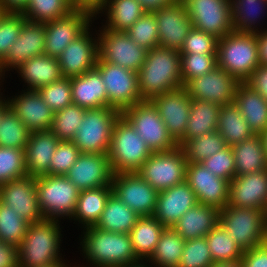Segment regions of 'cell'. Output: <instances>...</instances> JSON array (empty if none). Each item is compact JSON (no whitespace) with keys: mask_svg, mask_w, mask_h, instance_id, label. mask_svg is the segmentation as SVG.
Listing matches in <instances>:
<instances>
[{"mask_svg":"<svg viewBox=\"0 0 267 267\" xmlns=\"http://www.w3.org/2000/svg\"><path fill=\"white\" fill-rule=\"evenodd\" d=\"M29 0H0V8L4 12L22 13Z\"/></svg>","mask_w":267,"mask_h":267,"instance_id":"94428289","label":"cell"},{"mask_svg":"<svg viewBox=\"0 0 267 267\" xmlns=\"http://www.w3.org/2000/svg\"><path fill=\"white\" fill-rule=\"evenodd\" d=\"M185 241L172 227H166L148 260L158 264V267H177Z\"/></svg>","mask_w":267,"mask_h":267,"instance_id":"f35d334b","label":"cell"},{"mask_svg":"<svg viewBox=\"0 0 267 267\" xmlns=\"http://www.w3.org/2000/svg\"><path fill=\"white\" fill-rule=\"evenodd\" d=\"M146 11H154L173 4L177 0H138Z\"/></svg>","mask_w":267,"mask_h":267,"instance_id":"be15d7a7","label":"cell"},{"mask_svg":"<svg viewBox=\"0 0 267 267\" xmlns=\"http://www.w3.org/2000/svg\"><path fill=\"white\" fill-rule=\"evenodd\" d=\"M213 263L208 242L205 237L186 240L177 267H210Z\"/></svg>","mask_w":267,"mask_h":267,"instance_id":"f907efd6","label":"cell"},{"mask_svg":"<svg viewBox=\"0 0 267 267\" xmlns=\"http://www.w3.org/2000/svg\"><path fill=\"white\" fill-rule=\"evenodd\" d=\"M112 193L140 217L155 212L158 191L137 172L113 174Z\"/></svg>","mask_w":267,"mask_h":267,"instance_id":"9a60e30c","label":"cell"},{"mask_svg":"<svg viewBox=\"0 0 267 267\" xmlns=\"http://www.w3.org/2000/svg\"><path fill=\"white\" fill-rule=\"evenodd\" d=\"M216 131L230 147L254 135L235 103L221 106Z\"/></svg>","mask_w":267,"mask_h":267,"instance_id":"d590c367","label":"cell"},{"mask_svg":"<svg viewBox=\"0 0 267 267\" xmlns=\"http://www.w3.org/2000/svg\"><path fill=\"white\" fill-rule=\"evenodd\" d=\"M104 7L109 19L105 28L113 31H127L146 12L138 0H104L95 15Z\"/></svg>","mask_w":267,"mask_h":267,"instance_id":"e575fe53","label":"cell"},{"mask_svg":"<svg viewBox=\"0 0 267 267\" xmlns=\"http://www.w3.org/2000/svg\"><path fill=\"white\" fill-rule=\"evenodd\" d=\"M267 200V169L236 175L229 185L228 205L265 211Z\"/></svg>","mask_w":267,"mask_h":267,"instance_id":"603a6c76","label":"cell"},{"mask_svg":"<svg viewBox=\"0 0 267 267\" xmlns=\"http://www.w3.org/2000/svg\"><path fill=\"white\" fill-rule=\"evenodd\" d=\"M27 177L25 150L0 147V185Z\"/></svg>","mask_w":267,"mask_h":267,"instance_id":"7dc6e473","label":"cell"},{"mask_svg":"<svg viewBox=\"0 0 267 267\" xmlns=\"http://www.w3.org/2000/svg\"><path fill=\"white\" fill-rule=\"evenodd\" d=\"M156 17L159 46L181 50L192 29V22L185 5L177 0L171 5L152 11Z\"/></svg>","mask_w":267,"mask_h":267,"instance_id":"ffe728a7","label":"cell"},{"mask_svg":"<svg viewBox=\"0 0 267 267\" xmlns=\"http://www.w3.org/2000/svg\"><path fill=\"white\" fill-rule=\"evenodd\" d=\"M31 131L8 107L0 118V147L25 150Z\"/></svg>","mask_w":267,"mask_h":267,"instance_id":"60d3db41","label":"cell"},{"mask_svg":"<svg viewBox=\"0 0 267 267\" xmlns=\"http://www.w3.org/2000/svg\"><path fill=\"white\" fill-rule=\"evenodd\" d=\"M218 40L213 35L192 27L179 52L180 54H217Z\"/></svg>","mask_w":267,"mask_h":267,"instance_id":"db71d44e","label":"cell"},{"mask_svg":"<svg viewBox=\"0 0 267 267\" xmlns=\"http://www.w3.org/2000/svg\"><path fill=\"white\" fill-rule=\"evenodd\" d=\"M242 265L243 267H267V247L263 244L244 251Z\"/></svg>","mask_w":267,"mask_h":267,"instance_id":"6f0895ef","label":"cell"},{"mask_svg":"<svg viewBox=\"0 0 267 267\" xmlns=\"http://www.w3.org/2000/svg\"><path fill=\"white\" fill-rule=\"evenodd\" d=\"M29 222L0 201V240L19 246L26 235Z\"/></svg>","mask_w":267,"mask_h":267,"instance_id":"bcb514c9","label":"cell"},{"mask_svg":"<svg viewBox=\"0 0 267 267\" xmlns=\"http://www.w3.org/2000/svg\"><path fill=\"white\" fill-rule=\"evenodd\" d=\"M85 108L71 104L54 113L51 131L60 141H72L85 116Z\"/></svg>","mask_w":267,"mask_h":267,"instance_id":"f6af8a7d","label":"cell"},{"mask_svg":"<svg viewBox=\"0 0 267 267\" xmlns=\"http://www.w3.org/2000/svg\"><path fill=\"white\" fill-rule=\"evenodd\" d=\"M65 176L80 191L111 186L113 171L108 154L80 153Z\"/></svg>","mask_w":267,"mask_h":267,"instance_id":"e0dca14e","label":"cell"},{"mask_svg":"<svg viewBox=\"0 0 267 267\" xmlns=\"http://www.w3.org/2000/svg\"><path fill=\"white\" fill-rule=\"evenodd\" d=\"M82 248L88 261L97 267H124L139 263L129 234L87 227Z\"/></svg>","mask_w":267,"mask_h":267,"instance_id":"7a4b0ae2","label":"cell"},{"mask_svg":"<svg viewBox=\"0 0 267 267\" xmlns=\"http://www.w3.org/2000/svg\"><path fill=\"white\" fill-rule=\"evenodd\" d=\"M71 1L76 7L89 8L95 12L104 0H71Z\"/></svg>","mask_w":267,"mask_h":267,"instance_id":"e7e4bbea","label":"cell"},{"mask_svg":"<svg viewBox=\"0 0 267 267\" xmlns=\"http://www.w3.org/2000/svg\"><path fill=\"white\" fill-rule=\"evenodd\" d=\"M0 201L29 223L44 219L38 205L34 177L27 176L0 185Z\"/></svg>","mask_w":267,"mask_h":267,"instance_id":"44dd1931","label":"cell"},{"mask_svg":"<svg viewBox=\"0 0 267 267\" xmlns=\"http://www.w3.org/2000/svg\"><path fill=\"white\" fill-rule=\"evenodd\" d=\"M260 135L262 137V141H263V144H264V149H265L266 156H267V129H266V131L262 132Z\"/></svg>","mask_w":267,"mask_h":267,"instance_id":"a7ac6f4b","label":"cell"},{"mask_svg":"<svg viewBox=\"0 0 267 267\" xmlns=\"http://www.w3.org/2000/svg\"><path fill=\"white\" fill-rule=\"evenodd\" d=\"M111 193L112 186L80 191L72 218L84 222L85 228L95 226Z\"/></svg>","mask_w":267,"mask_h":267,"instance_id":"74e56055","label":"cell"},{"mask_svg":"<svg viewBox=\"0 0 267 267\" xmlns=\"http://www.w3.org/2000/svg\"><path fill=\"white\" fill-rule=\"evenodd\" d=\"M95 12L76 7L67 16L45 23V55L58 58L64 49L88 27Z\"/></svg>","mask_w":267,"mask_h":267,"instance_id":"4fadbf2b","label":"cell"},{"mask_svg":"<svg viewBox=\"0 0 267 267\" xmlns=\"http://www.w3.org/2000/svg\"><path fill=\"white\" fill-rule=\"evenodd\" d=\"M25 20L22 13L4 12L0 16V63L6 58L11 45L19 37Z\"/></svg>","mask_w":267,"mask_h":267,"instance_id":"f5cc1de1","label":"cell"},{"mask_svg":"<svg viewBox=\"0 0 267 267\" xmlns=\"http://www.w3.org/2000/svg\"><path fill=\"white\" fill-rule=\"evenodd\" d=\"M188 163H201L226 147L218 131L187 139L181 146Z\"/></svg>","mask_w":267,"mask_h":267,"instance_id":"b9f144b4","label":"cell"},{"mask_svg":"<svg viewBox=\"0 0 267 267\" xmlns=\"http://www.w3.org/2000/svg\"><path fill=\"white\" fill-rule=\"evenodd\" d=\"M18 70L21 77L29 84L28 90H39L63 78L58 58L45 54L25 61Z\"/></svg>","mask_w":267,"mask_h":267,"instance_id":"4dcf8cb0","label":"cell"},{"mask_svg":"<svg viewBox=\"0 0 267 267\" xmlns=\"http://www.w3.org/2000/svg\"><path fill=\"white\" fill-rule=\"evenodd\" d=\"M186 181L194 191L197 201L222 210L229 201L230 182L214 175L201 163H188Z\"/></svg>","mask_w":267,"mask_h":267,"instance_id":"ac0fdd59","label":"cell"},{"mask_svg":"<svg viewBox=\"0 0 267 267\" xmlns=\"http://www.w3.org/2000/svg\"><path fill=\"white\" fill-rule=\"evenodd\" d=\"M38 91L44 99V102L54 113L73 104L70 78L63 77L40 88Z\"/></svg>","mask_w":267,"mask_h":267,"instance_id":"816d5d0a","label":"cell"},{"mask_svg":"<svg viewBox=\"0 0 267 267\" xmlns=\"http://www.w3.org/2000/svg\"><path fill=\"white\" fill-rule=\"evenodd\" d=\"M240 82L216 66L209 73L189 80L183 87L191 99L216 103L220 106L234 103Z\"/></svg>","mask_w":267,"mask_h":267,"instance_id":"2e32d148","label":"cell"},{"mask_svg":"<svg viewBox=\"0 0 267 267\" xmlns=\"http://www.w3.org/2000/svg\"><path fill=\"white\" fill-rule=\"evenodd\" d=\"M210 267H243L242 258H238L231 261L213 262Z\"/></svg>","mask_w":267,"mask_h":267,"instance_id":"03108f58","label":"cell"},{"mask_svg":"<svg viewBox=\"0 0 267 267\" xmlns=\"http://www.w3.org/2000/svg\"><path fill=\"white\" fill-rule=\"evenodd\" d=\"M62 261L60 262H55V263H52L50 265H47V266H43V267H67L65 264H63V262L61 263Z\"/></svg>","mask_w":267,"mask_h":267,"instance_id":"89a4df30","label":"cell"},{"mask_svg":"<svg viewBox=\"0 0 267 267\" xmlns=\"http://www.w3.org/2000/svg\"><path fill=\"white\" fill-rule=\"evenodd\" d=\"M58 219L29 223L26 235L18 246L19 267H43L60 262Z\"/></svg>","mask_w":267,"mask_h":267,"instance_id":"277c9868","label":"cell"},{"mask_svg":"<svg viewBox=\"0 0 267 267\" xmlns=\"http://www.w3.org/2000/svg\"><path fill=\"white\" fill-rule=\"evenodd\" d=\"M8 106L31 132L51 129L54 112L44 102L38 90H29L8 100Z\"/></svg>","mask_w":267,"mask_h":267,"instance_id":"484cf974","label":"cell"},{"mask_svg":"<svg viewBox=\"0 0 267 267\" xmlns=\"http://www.w3.org/2000/svg\"><path fill=\"white\" fill-rule=\"evenodd\" d=\"M96 68L100 71L107 92V107L123 112L143 100L140 97L138 72L110 64L98 58Z\"/></svg>","mask_w":267,"mask_h":267,"instance_id":"8fae6325","label":"cell"},{"mask_svg":"<svg viewBox=\"0 0 267 267\" xmlns=\"http://www.w3.org/2000/svg\"><path fill=\"white\" fill-rule=\"evenodd\" d=\"M266 211L226 205L219 213V223L243 251L263 245Z\"/></svg>","mask_w":267,"mask_h":267,"instance_id":"52a82bcc","label":"cell"},{"mask_svg":"<svg viewBox=\"0 0 267 267\" xmlns=\"http://www.w3.org/2000/svg\"><path fill=\"white\" fill-rule=\"evenodd\" d=\"M4 13V11L0 8V16Z\"/></svg>","mask_w":267,"mask_h":267,"instance_id":"753ad0ef","label":"cell"},{"mask_svg":"<svg viewBox=\"0 0 267 267\" xmlns=\"http://www.w3.org/2000/svg\"><path fill=\"white\" fill-rule=\"evenodd\" d=\"M213 262L242 258L244 251L233 241L230 234L218 223L205 236Z\"/></svg>","mask_w":267,"mask_h":267,"instance_id":"7bdbcfd3","label":"cell"},{"mask_svg":"<svg viewBox=\"0 0 267 267\" xmlns=\"http://www.w3.org/2000/svg\"><path fill=\"white\" fill-rule=\"evenodd\" d=\"M146 267V265H144V264H141V263H136V264H134V265H127V266H124V267Z\"/></svg>","mask_w":267,"mask_h":267,"instance_id":"2644e50d","label":"cell"},{"mask_svg":"<svg viewBox=\"0 0 267 267\" xmlns=\"http://www.w3.org/2000/svg\"><path fill=\"white\" fill-rule=\"evenodd\" d=\"M198 203L189 183L184 181L158 193L153 216L165 227H172L179 218Z\"/></svg>","mask_w":267,"mask_h":267,"instance_id":"d4e9b609","label":"cell"},{"mask_svg":"<svg viewBox=\"0 0 267 267\" xmlns=\"http://www.w3.org/2000/svg\"><path fill=\"white\" fill-rule=\"evenodd\" d=\"M181 54L176 49L156 46L147 52L138 71L140 97L143 101L183 87Z\"/></svg>","mask_w":267,"mask_h":267,"instance_id":"6da1fadb","label":"cell"},{"mask_svg":"<svg viewBox=\"0 0 267 267\" xmlns=\"http://www.w3.org/2000/svg\"><path fill=\"white\" fill-rule=\"evenodd\" d=\"M258 54L261 65H267V30L257 32Z\"/></svg>","mask_w":267,"mask_h":267,"instance_id":"6125c7cd","label":"cell"},{"mask_svg":"<svg viewBox=\"0 0 267 267\" xmlns=\"http://www.w3.org/2000/svg\"><path fill=\"white\" fill-rule=\"evenodd\" d=\"M99 36V57L103 61L134 72L141 69L148 50L133 42L126 32L104 28Z\"/></svg>","mask_w":267,"mask_h":267,"instance_id":"5bb4252c","label":"cell"},{"mask_svg":"<svg viewBox=\"0 0 267 267\" xmlns=\"http://www.w3.org/2000/svg\"><path fill=\"white\" fill-rule=\"evenodd\" d=\"M122 112L113 107L86 109L72 140L80 153L108 154L115 123Z\"/></svg>","mask_w":267,"mask_h":267,"instance_id":"8992f818","label":"cell"},{"mask_svg":"<svg viewBox=\"0 0 267 267\" xmlns=\"http://www.w3.org/2000/svg\"><path fill=\"white\" fill-rule=\"evenodd\" d=\"M263 244L267 247V221H266V226H265V238H264Z\"/></svg>","mask_w":267,"mask_h":267,"instance_id":"8c879c8a","label":"cell"},{"mask_svg":"<svg viewBox=\"0 0 267 267\" xmlns=\"http://www.w3.org/2000/svg\"><path fill=\"white\" fill-rule=\"evenodd\" d=\"M236 175H246L267 169V156L260 134L232 146Z\"/></svg>","mask_w":267,"mask_h":267,"instance_id":"d6a6232c","label":"cell"},{"mask_svg":"<svg viewBox=\"0 0 267 267\" xmlns=\"http://www.w3.org/2000/svg\"><path fill=\"white\" fill-rule=\"evenodd\" d=\"M191 101L187 90L181 87L165 92L150 100L166 125L168 133L178 142L186 132Z\"/></svg>","mask_w":267,"mask_h":267,"instance_id":"d6986e66","label":"cell"},{"mask_svg":"<svg viewBox=\"0 0 267 267\" xmlns=\"http://www.w3.org/2000/svg\"><path fill=\"white\" fill-rule=\"evenodd\" d=\"M260 65L257 33L236 32L222 37L217 45V66L244 83Z\"/></svg>","mask_w":267,"mask_h":267,"instance_id":"3957f363","label":"cell"},{"mask_svg":"<svg viewBox=\"0 0 267 267\" xmlns=\"http://www.w3.org/2000/svg\"><path fill=\"white\" fill-rule=\"evenodd\" d=\"M166 227L153 215L140 217L129 233L136 256L141 260L149 258Z\"/></svg>","mask_w":267,"mask_h":267,"instance_id":"8d00e7d4","label":"cell"},{"mask_svg":"<svg viewBox=\"0 0 267 267\" xmlns=\"http://www.w3.org/2000/svg\"><path fill=\"white\" fill-rule=\"evenodd\" d=\"M267 101V65H259L245 82Z\"/></svg>","mask_w":267,"mask_h":267,"instance_id":"680465c9","label":"cell"},{"mask_svg":"<svg viewBox=\"0 0 267 267\" xmlns=\"http://www.w3.org/2000/svg\"><path fill=\"white\" fill-rule=\"evenodd\" d=\"M88 29L74 39L58 57L64 78L78 77L97 65L99 42L89 36Z\"/></svg>","mask_w":267,"mask_h":267,"instance_id":"7402d4cb","label":"cell"},{"mask_svg":"<svg viewBox=\"0 0 267 267\" xmlns=\"http://www.w3.org/2000/svg\"><path fill=\"white\" fill-rule=\"evenodd\" d=\"M73 104L85 109L107 107V92L100 71L95 67L71 78Z\"/></svg>","mask_w":267,"mask_h":267,"instance_id":"83f0119b","label":"cell"},{"mask_svg":"<svg viewBox=\"0 0 267 267\" xmlns=\"http://www.w3.org/2000/svg\"><path fill=\"white\" fill-rule=\"evenodd\" d=\"M187 159L183 149L153 152L137 173L158 192L186 181Z\"/></svg>","mask_w":267,"mask_h":267,"instance_id":"30bf717a","label":"cell"},{"mask_svg":"<svg viewBox=\"0 0 267 267\" xmlns=\"http://www.w3.org/2000/svg\"><path fill=\"white\" fill-rule=\"evenodd\" d=\"M186 7L193 28L217 39L234 31L230 0H181Z\"/></svg>","mask_w":267,"mask_h":267,"instance_id":"7c38bea8","label":"cell"},{"mask_svg":"<svg viewBox=\"0 0 267 267\" xmlns=\"http://www.w3.org/2000/svg\"><path fill=\"white\" fill-rule=\"evenodd\" d=\"M183 86L191 79L209 73L217 66V54H181Z\"/></svg>","mask_w":267,"mask_h":267,"instance_id":"681fc988","label":"cell"},{"mask_svg":"<svg viewBox=\"0 0 267 267\" xmlns=\"http://www.w3.org/2000/svg\"><path fill=\"white\" fill-rule=\"evenodd\" d=\"M8 102L5 101L3 102V100L0 98V118L2 116V113L8 108Z\"/></svg>","mask_w":267,"mask_h":267,"instance_id":"003e7915","label":"cell"},{"mask_svg":"<svg viewBox=\"0 0 267 267\" xmlns=\"http://www.w3.org/2000/svg\"><path fill=\"white\" fill-rule=\"evenodd\" d=\"M265 211L267 213V200H266V205H265Z\"/></svg>","mask_w":267,"mask_h":267,"instance_id":"34e18365","label":"cell"},{"mask_svg":"<svg viewBox=\"0 0 267 267\" xmlns=\"http://www.w3.org/2000/svg\"><path fill=\"white\" fill-rule=\"evenodd\" d=\"M122 115L143 138L151 152L173 150L178 146L166 129L157 109L150 101H142L126 108Z\"/></svg>","mask_w":267,"mask_h":267,"instance_id":"9c48e42d","label":"cell"},{"mask_svg":"<svg viewBox=\"0 0 267 267\" xmlns=\"http://www.w3.org/2000/svg\"><path fill=\"white\" fill-rule=\"evenodd\" d=\"M151 154L143 138L121 115L115 123L108 152L113 174L137 172Z\"/></svg>","mask_w":267,"mask_h":267,"instance_id":"5b68a950","label":"cell"},{"mask_svg":"<svg viewBox=\"0 0 267 267\" xmlns=\"http://www.w3.org/2000/svg\"><path fill=\"white\" fill-rule=\"evenodd\" d=\"M45 24L25 20L17 40L11 45L6 58L0 63L3 69L18 68L25 61L45 53Z\"/></svg>","mask_w":267,"mask_h":267,"instance_id":"cb8c5ba5","label":"cell"},{"mask_svg":"<svg viewBox=\"0 0 267 267\" xmlns=\"http://www.w3.org/2000/svg\"><path fill=\"white\" fill-rule=\"evenodd\" d=\"M220 110L221 106L216 103L192 99L186 132L177 142L178 146H181L187 139L215 132Z\"/></svg>","mask_w":267,"mask_h":267,"instance_id":"1f68e13d","label":"cell"},{"mask_svg":"<svg viewBox=\"0 0 267 267\" xmlns=\"http://www.w3.org/2000/svg\"><path fill=\"white\" fill-rule=\"evenodd\" d=\"M79 154L80 151L73 141H60L51 159L50 175L65 176L76 162Z\"/></svg>","mask_w":267,"mask_h":267,"instance_id":"9f6ffc18","label":"cell"},{"mask_svg":"<svg viewBox=\"0 0 267 267\" xmlns=\"http://www.w3.org/2000/svg\"><path fill=\"white\" fill-rule=\"evenodd\" d=\"M38 205L44 219L74 214L80 190L64 175L36 177Z\"/></svg>","mask_w":267,"mask_h":267,"instance_id":"ba28073f","label":"cell"},{"mask_svg":"<svg viewBox=\"0 0 267 267\" xmlns=\"http://www.w3.org/2000/svg\"><path fill=\"white\" fill-rule=\"evenodd\" d=\"M234 161L232 147L226 146L221 151L205 159L201 164L208 168L214 175L230 182L236 176Z\"/></svg>","mask_w":267,"mask_h":267,"instance_id":"11a10c76","label":"cell"},{"mask_svg":"<svg viewBox=\"0 0 267 267\" xmlns=\"http://www.w3.org/2000/svg\"><path fill=\"white\" fill-rule=\"evenodd\" d=\"M234 103L247 121L254 134H261L267 129V101L245 82L236 90Z\"/></svg>","mask_w":267,"mask_h":267,"instance_id":"f546056e","label":"cell"},{"mask_svg":"<svg viewBox=\"0 0 267 267\" xmlns=\"http://www.w3.org/2000/svg\"><path fill=\"white\" fill-rule=\"evenodd\" d=\"M59 142L51 130L31 132L25 148L27 176L50 175L51 159Z\"/></svg>","mask_w":267,"mask_h":267,"instance_id":"4316f807","label":"cell"},{"mask_svg":"<svg viewBox=\"0 0 267 267\" xmlns=\"http://www.w3.org/2000/svg\"><path fill=\"white\" fill-rule=\"evenodd\" d=\"M0 267H19L17 246L0 240Z\"/></svg>","mask_w":267,"mask_h":267,"instance_id":"91938a15","label":"cell"},{"mask_svg":"<svg viewBox=\"0 0 267 267\" xmlns=\"http://www.w3.org/2000/svg\"><path fill=\"white\" fill-rule=\"evenodd\" d=\"M219 213L214 206L197 203L172 228L185 240L205 237L219 223Z\"/></svg>","mask_w":267,"mask_h":267,"instance_id":"f1b7e54d","label":"cell"},{"mask_svg":"<svg viewBox=\"0 0 267 267\" xmlns=\"http://www.w3.org/2000/svg\"><path fill=\"white\" fill-rule=\"evenodd\" d=\"M133 42L148 51L159 46V33L156 17L153 12L146 11L127 31Z\"/></svg>","mask_w":267,"mask_h":267,"instance_id":"c3c4849f","label":"cell"},{"mask_svg":"<svg viewBox=\"0 0 267 267\" xmlns=\"http://www.w3.org/2000/svg\"><path fill=\"white\" fill-rule=\"evenodd\" d=\"M267 4V0H230L232 27L236 32L257 33L253 25L259 17L258 9ZM263 5V6H262ZM262 9V8H261ZM258 17H257V15Z\"/></svg>","mask_w":267,"mask_h":267,"instance_id":"ee69618b","label":"cell"},{"mask_svg":"<svg viewBox=\"0 0 267 267\" xmlns=\"http://www.w3.org/2000/svg\"><path fill=\"white\" fill-rule=\"evenodd\" d=\"M75 8L71 0H29L22 14L30 22L45 24L67 16Z\"/></svg>","mask_w":267,"mask_h":267,"instance_id":"ab89813d","label":"cell"},{"mask_svg":"<svg viewBox=\"0 0 267 267\" xmlns=\"http://www.w3.org/2000/svg\"><path fill=\"white\" fill-rule=\"evenodd\" d=\"M139 218L136 212L111 193L95 227L104 231L129 234Z\"/></svg>","mask_w":267,"mask_h":267,"instance_id":"836d02e7","label":"cell"}]
</instances>
